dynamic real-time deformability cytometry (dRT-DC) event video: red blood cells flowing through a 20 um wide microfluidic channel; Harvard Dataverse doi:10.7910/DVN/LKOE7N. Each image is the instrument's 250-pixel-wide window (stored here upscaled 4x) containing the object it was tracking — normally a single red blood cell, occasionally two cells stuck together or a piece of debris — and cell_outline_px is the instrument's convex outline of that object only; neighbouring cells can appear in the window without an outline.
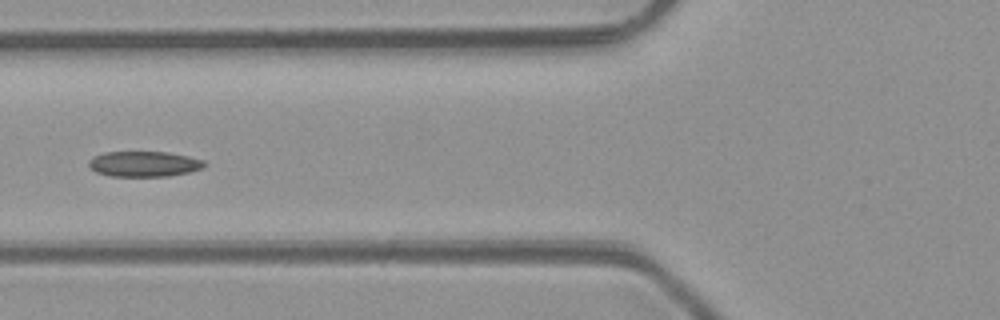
{"species": "common noctule bat (a hibernating species)", "species_latin": "Nyctalus noctula", "temperature_condition": "room temperature", "stored_images_in_passage": 7, "camera_frame_rate_fps": 3000, "um_per_image_px": 0.085, "animal": {"sex": "male", "body_mass_g": 23.1, "forearm_length_mm": 52.7}, "frame": {"image": 1, "passage_image": 5, "time_ms": 5.0, "image_size_px": [1000, 320], "cell_outline_px": [[208, 164], [204, 168], [188, 172], [168, 176], [108, 176], [96, 172], [88, 164], [88, 160], [92, 156], [104, 152], [168, 152], [188, 156], [204, 160]], "centroid_in_image_um": [12.25, 13.93], "position_along_channel_um": 113.5, "area_um2": 17.28}}
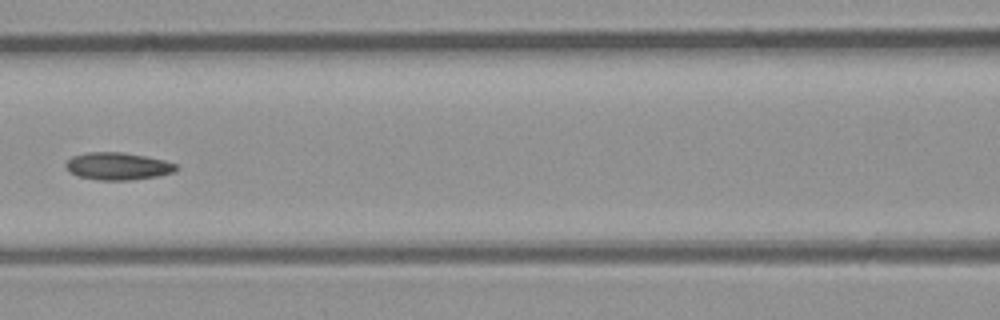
{"frame": {"image": 2, "passage_image": 6, "time_ms": 6.0, "image_size_px": [1000, 320], "cell_outline_px": [[180, 168], [176, 172], [160, 176], [132, 180], [100, 180], [76, 176], [64, 164], [72, 156], [88, 152], [124, 152], [164, 160], [176, 164]], "centroid_in_image_um": [10.07, 14.13], "position_along_channel_um": 156.5, "area_um2": 17.74}}
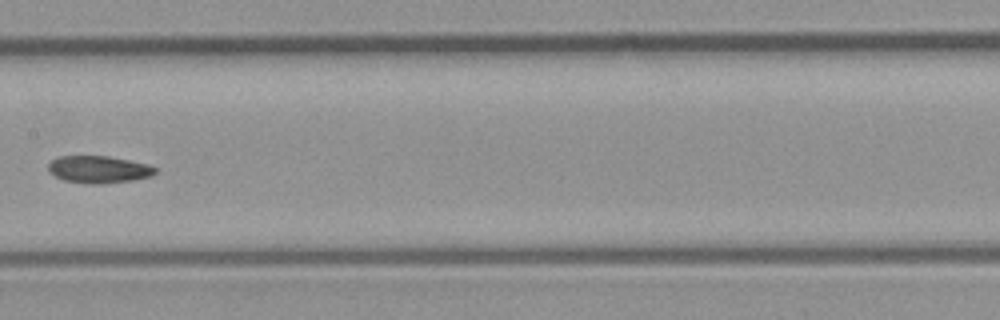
{"frame": {"image": 3, "passage_image": 7, "time_ms": 7.0, "image_size_px": [1000, 320], "cell_outline_px": [[156, 172], [152, 176], [132, 180], [104, 184], [92, 184], [64, 180], [48, 172], [48, 164], [52, 160], [60, 156], [108, 156], [148, 164], [156, 168]], "centroid_in_image_um": [8.39, 14.4], "position_along_channel_um": 199.0, "area_um2": 16.94}}